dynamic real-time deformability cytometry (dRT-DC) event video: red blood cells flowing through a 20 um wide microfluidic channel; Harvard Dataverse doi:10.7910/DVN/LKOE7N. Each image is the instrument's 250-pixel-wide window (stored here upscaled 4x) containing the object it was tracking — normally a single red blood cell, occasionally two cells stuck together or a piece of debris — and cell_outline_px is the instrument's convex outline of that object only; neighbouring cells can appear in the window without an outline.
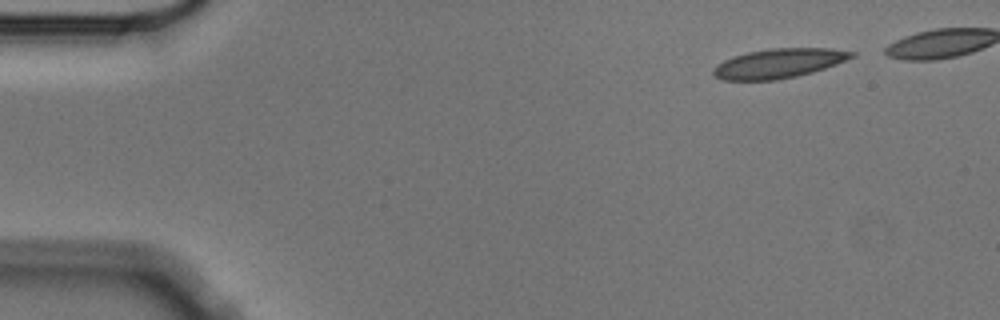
{"species": "Egyptian fruit bat (a non-hibernating species)", "species_latin": "Rousettus aegyptiacus", "temperature_condition": "cold", "stored_images_in_passage": 5, "camera_frame_rate_fps": 3000, "um_per_image_px": 0.085, "animal": {"sex": "male"}, "frame": {"image": 1, "passage_image": 1, "time_ms": 0.0, "image_size_px": [1000, 320], "cell_outline_px": [[856, 56], [836, 64], [812, 72], [796, 76], [776, 80], [720, 80], [712, 72], [716, 64], [732, 56], [748, 52], [768, 48], [832, 48], [856, 52]], "centroid_in_image_um": [66.19, 5.37], "position_along_channel_um": 18.8, "area_um2": 23.81}}